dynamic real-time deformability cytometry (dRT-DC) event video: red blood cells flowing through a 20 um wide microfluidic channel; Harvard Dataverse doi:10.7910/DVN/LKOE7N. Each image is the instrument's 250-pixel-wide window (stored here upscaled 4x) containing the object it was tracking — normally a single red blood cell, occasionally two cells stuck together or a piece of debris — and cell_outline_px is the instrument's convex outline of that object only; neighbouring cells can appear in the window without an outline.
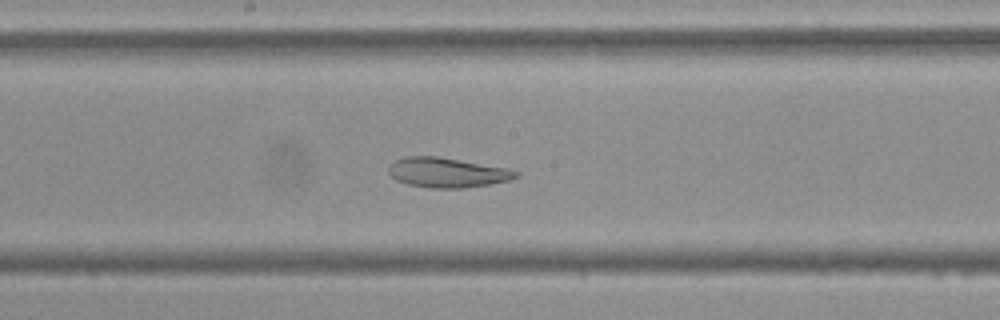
{"species": "Egyptian fruit bat (a non-hibernating species)", "species_latin": "Rousettus aegyptiacus", "temperature_condition": "cold", "stored_images_in_passage": 36, "camera_frame_rate_fps": 3000, "um_per_image_px": 0.085, "frame": {"image": 1, "passage_image": 17, "time_ms": 5.333, "image_size_px": [1000, 320], "cell_outline_px": [[520, 176], [512, 180], [464, 188], [428, 188], [408, 184], [396, 180], [388, 172], [388, 168], [396, 160], [404, 156], [436, 156], [508, 168], [520, 172]], "centroid_in_image_um": [38.04, 14.67], "position_along_channel_um": 210.2, "area_um2": 22.14}}
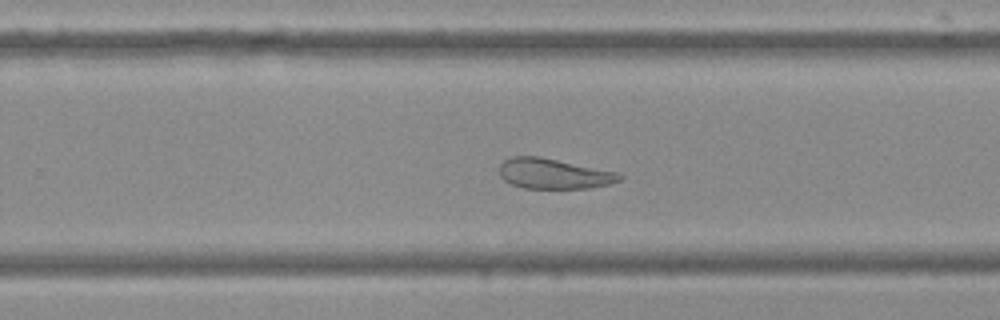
{"frame": {"image": 2, "passage_image": 23, "time_ms": 7.333, "image_size_px": [1000, 320], "cell_outline_px": [[624, 176], [620, 180], [608, 184], [588, 188], [524, 188], [512, 184], [504, 180], [500, 176], [500, 164], [504, 160], [512, 156], [540, 156], [620, 172]], "centroid_in_image_um": [47.09, 14.75], "position_along_channel_um": 282.7, "area_um2": 21.33}}
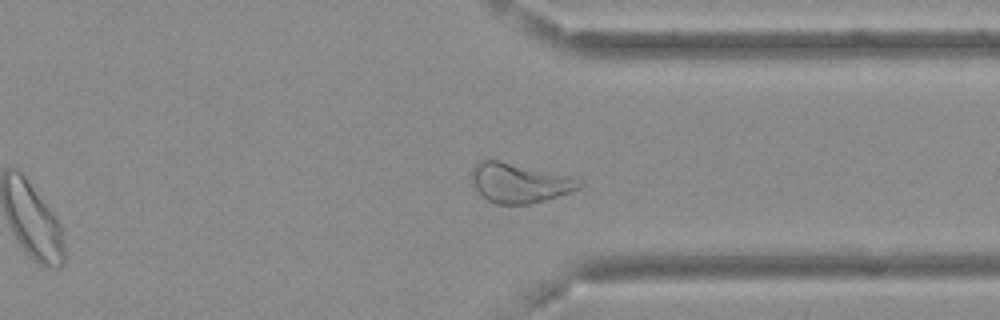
{"frame": {"image": 3, "passage_image": 30, "time_ms": 9.667, "image_size_px": [1000, 320], "cell_outline_px": [[584, 184], [580, 188], [544, 200], [528, 204], [496, 204], [488, 200], [476, 188], [472, 180], [472, 168], [480, 160], [500, 160], [568, 176], [584, 180]], "centroid_in_image_um": [44.16, 15.54], "position_along_channel_um": 367.2, "area_um2": 24.45}, "authors_computed_cell_mechanics": {"area_um2": 23.2356, "velocity_mm_per_s": 3.6368, "shape_relaxation_time_tau1_ms": null, "shape_relaxation_time_tau2_ms": 3.1045, "deformation_change_tau1": null, "deformation_change_tau2": 0.0969}}